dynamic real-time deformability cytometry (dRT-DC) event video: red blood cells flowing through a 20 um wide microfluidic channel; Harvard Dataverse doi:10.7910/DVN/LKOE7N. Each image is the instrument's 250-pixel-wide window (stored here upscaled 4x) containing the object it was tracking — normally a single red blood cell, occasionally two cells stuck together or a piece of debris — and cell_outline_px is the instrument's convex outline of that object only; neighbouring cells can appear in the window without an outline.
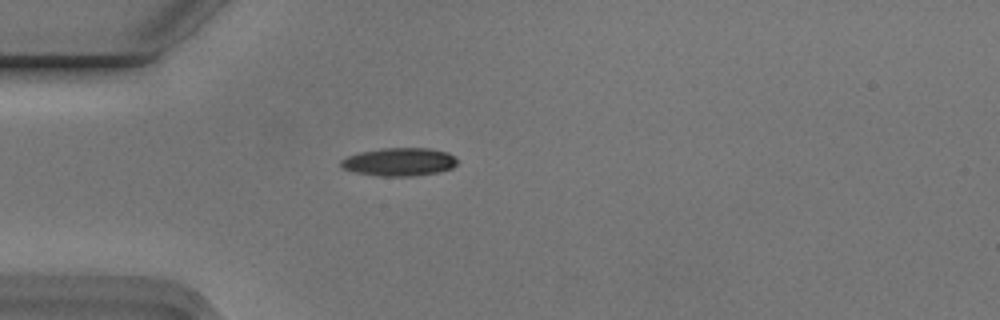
{"species": "Egyptian fruit bat (a non-hibernating species)", "species_latin": "Rousettus aegyptiacus", "temperature_condition": "cold", "stored_images_in_passage": 6, "camera_frame_rate_fps": 3000, "um_per_image_px": 0.085, "animal": {"sex": "male"}, "frame": {"image": 1, "passage_image": 4, "time_ms": 1.0, "image_size_px": [1000, 320], "cell_outline_px": [[456, 164], [452, 168], [436, 172], [412, 176], [380, 176], [356, 172], [344, 168], [340, 164], [340, 160], [348, 156], [360, 152], [384, 148], [428, 148], [448, 152], [456, 160]], "centroid_in_image_um": [33.93, 13.75], "position_along_channel_um": 51.1, "area_um2": 18.79}}